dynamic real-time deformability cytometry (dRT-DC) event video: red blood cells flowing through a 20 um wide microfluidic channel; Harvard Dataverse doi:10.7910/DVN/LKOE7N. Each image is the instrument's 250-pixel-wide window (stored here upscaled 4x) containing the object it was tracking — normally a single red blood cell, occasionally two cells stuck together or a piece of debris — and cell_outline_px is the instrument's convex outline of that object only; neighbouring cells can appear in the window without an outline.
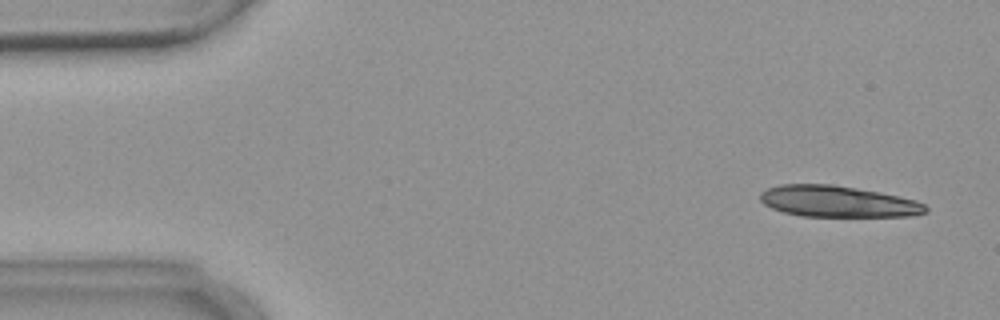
{"species": "common noctule bat (a hibernating species)", "species_latin": "Nyctalus noctula", "temperature_condition": "warm", "stored_images_in_passage": 6, "camera_frame_rate_fps": 3000, "um_per_image_px": 0.085, "animal": {"sex": "female", "body_mass_g": 18.4}, "frame": {"image": 1, "passage_image": 1, "time_ms": 0.0, "image_size_px": [1000, 320], "cell_outline_px": [[928, 212], [912, 216], [800, 216], [784, 212], [772, 208], [764, 204], [760, 200], [760, 192], [768, 188], [780, 184], [832, 184], [880, 192], [900, 196], [916, 200], [924, 204], [928, 208]], "centroid_in_image_um": [71.22, 17.12], "position_along_channel_um": 13.8, "area_um2": 30.23}}